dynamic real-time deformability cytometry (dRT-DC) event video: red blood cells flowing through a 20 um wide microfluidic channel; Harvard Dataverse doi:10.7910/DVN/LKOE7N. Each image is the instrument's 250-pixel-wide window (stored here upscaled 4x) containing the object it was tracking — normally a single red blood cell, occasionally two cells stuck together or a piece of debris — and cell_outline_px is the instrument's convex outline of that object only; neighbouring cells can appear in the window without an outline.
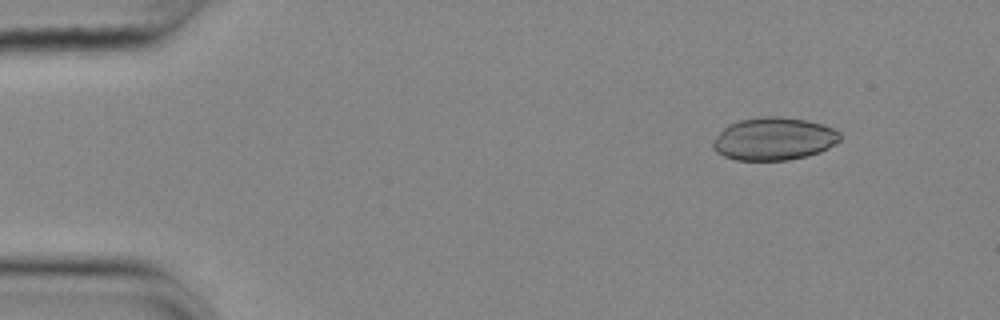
{"species": "common noctule bat (a hibernating species)", "species_latin": "Nyctalus noctula", "temperature_condition": "cold", "stored_images_in_passage": 54, "camera_frame_rate_fps": 3000, "um_per_image_px": 0.085, "animal": {"sex": "female", "body_mass_g": 25.1}, "frame": {"image": 1, "passage_image": 6, "time_ms": 1.667, "image_size_px": [1000, 320], "cell_outline_px": [[840, 140], [836, 144], [820, 152], [808, 156], [788, 160], [736, 160], [724, 156], [716, 152], [712, 148], [712, 140], [728, 124], [740, 120], [764, 116], [780, 116], [808, 120], [832, 128], [840, 132]], "centroid_in_image_um": [65.77, 11.8], "position_along_channel_um": 19.2, "area_um2": 31.85}}
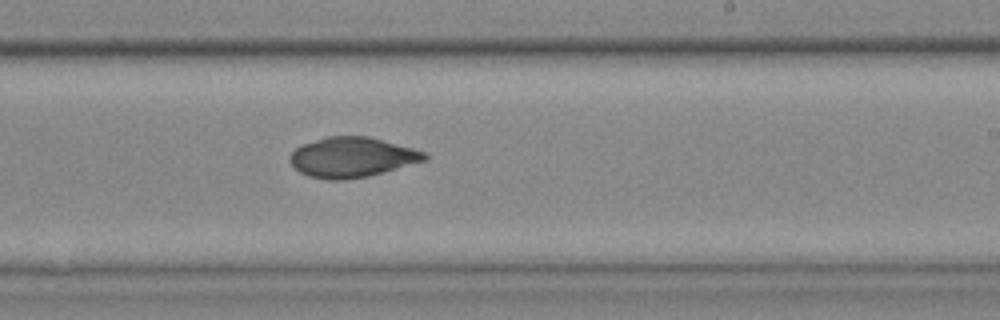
{"frame": {"image": 2, "passage_image": 33, "time_ms": 10.667, "image_size_px": [1000, 320], "cell_outline_px": [[428, 156], [424, 160], [384, 172], [368, 176], [344, 180], [328, 180], [308, 176], [300, 172], [288, 160], [292, 152], [296, 148], [304, 144], [328, 136], [368, 136], [412, 148], [424, 152]], "centroid_in_image_um": [29.89, 13.37], "position_along_channel_um": 259.1, "area_um2": 31.04}}
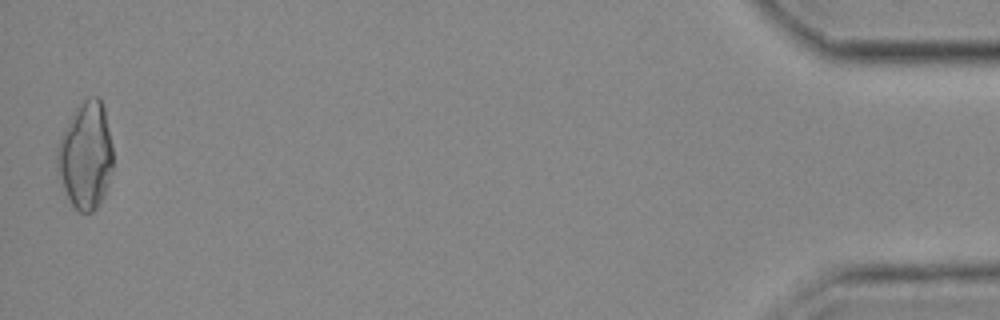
{"frame": {"image": 3, "passage_image": 54, "time_ms": 17.667, "image_size_px": [1000, 320], "cell_outline_px": [[112, 168], [108, 184], [104, 196], [96, 208], [92, 212], [80, 212], [72, 204], [56, 172], [56, 148], [60, 136], [72, 112], [88, 96], [100, 96], [104, 104], [112, 148]], "centroid_in_image_um": [7.27, 13.18], "position_along_channel_um": 427.9, "area_um2": 35.08}}